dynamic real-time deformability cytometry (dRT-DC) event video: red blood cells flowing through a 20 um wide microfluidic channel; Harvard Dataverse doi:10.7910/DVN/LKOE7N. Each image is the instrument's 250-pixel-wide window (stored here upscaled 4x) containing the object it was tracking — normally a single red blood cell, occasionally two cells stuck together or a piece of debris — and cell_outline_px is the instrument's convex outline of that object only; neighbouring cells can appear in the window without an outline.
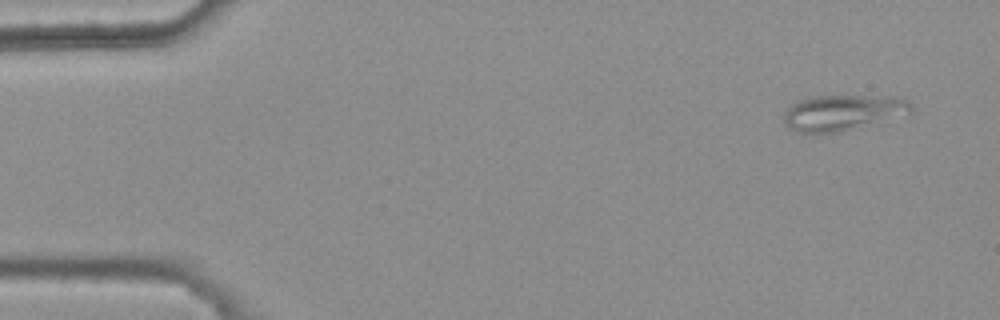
{"species": "common noctule bat (a hibernating species)", "species_latin": "Nyctalus noctula", "temperature_condition": "warm", "stored_images_in_passage": 3, "camera_frame_rate_fps": 3000, "um_per_image_px": 0.085, "animal": {"sex": "female", "body_mass_g": 25.1}, "frame": {"image": 1, "passage_image": 3, "time_ms": 0.667, "image_size_px": [1000, 320], "cell_outline_px": [[912, 112], [840, 132], [800, 132], [788, 128], [784, 120], [784, 112], [788, 108], [800, 100], [812, 96], [896, 96], [908, 100], [912, 108]], "centroid_in_image_um": [71.63, 9.55], "position_along_channel_um": 13.4, "area_um2": 26.01}}